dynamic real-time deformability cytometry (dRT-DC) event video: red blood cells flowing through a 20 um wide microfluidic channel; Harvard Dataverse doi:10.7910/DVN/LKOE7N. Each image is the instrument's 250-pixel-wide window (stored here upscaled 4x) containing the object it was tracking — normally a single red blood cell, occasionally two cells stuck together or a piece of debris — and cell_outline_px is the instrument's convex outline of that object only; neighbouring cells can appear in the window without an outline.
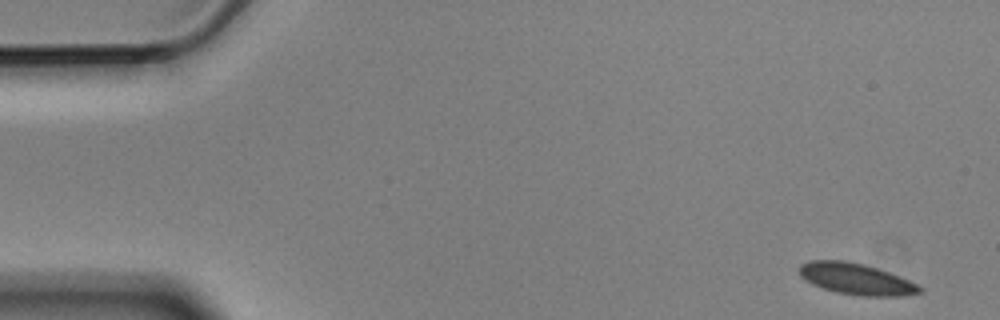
{"species": "Egyptian fruit bat (a non-hibernating species)", "species_latin": "Rousettus aegyptiacus", "temperature_condition": "cold", "stored_images_in_passage": 6, "camera_frame_rate_fps": 3000, "um_per_image_px": 0.085, "animal": {"sex": "male"}, "frame": {"image": 1, "passage_image": 1, "time_ms": 0.0, "image_size_px": [1000, 320], "cell_outline_px": [[924, 292], [900, 296], [860, 296], [836, 292], [812, 284], [804, 280], [800, 276], [800, 264], [808, 260], [844, 260], [864, 264], [900, 276], [924, 288]], "centroid_in_image_um": [72.77, 23.71], "position_along_channel_um": 12.2, "area_um2": 22.02}}
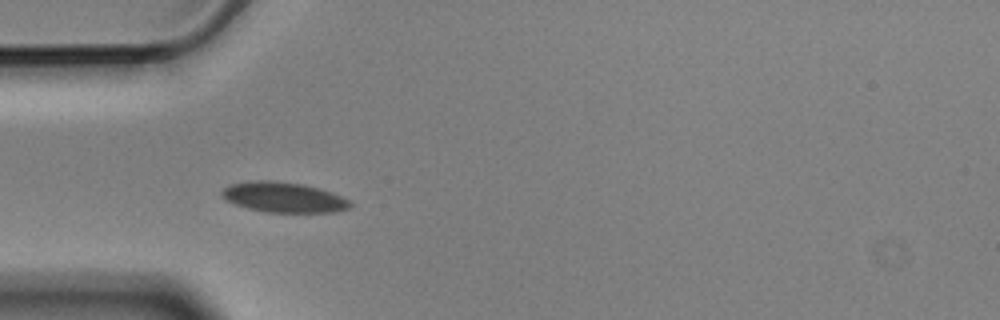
{"frame": {"image": 2, "passage_image": 5, "time_ms": 1.333, "image_size_px": [1000, 320], "cell_outline_px": [[352, 204], [348, 208], [336, 212], [268, 212], [248, 208], [224, 200], [220, 192], [224, 188], [232, 184], [256, 180], [268, 180], [300, 184], [316, 188], [340, 196], [348, 200]], "centroid_in_image_um": [24.06, 16.78], "position_along_channel_um": 60.9, "area_um2": 22.14}}
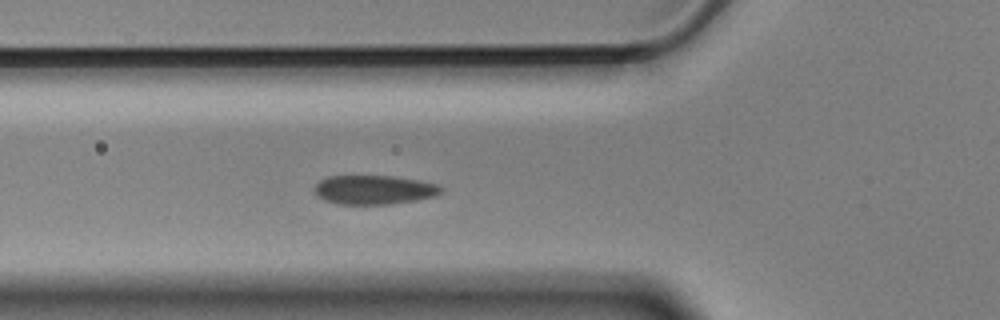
{"frame": {"image": 3, "passage_image": 6, "time_ms": 1.667, "image_size_px": [1000, 320], "cell_outline_px": [[444, 192], [436, 196], [416, 200], [392, 204], [336, 204], [324, 200], [316, 196], [312, 188], [320, 180], [328, 176], [396, 176], [420, 180], [436, 184], [444, 188]], "centroid_in_image_um": [31.8, 16.13], "position_along_channel_um": 94.0, "area_um2": 21.85}}